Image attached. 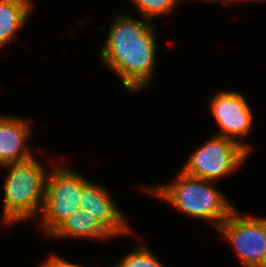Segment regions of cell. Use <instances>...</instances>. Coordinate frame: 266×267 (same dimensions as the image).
<instances>
[{
  "label": "cell",
  "instance_id": "cell-1",
  "mask_svg": "<svg viewBox=\"0 0 266 267\" xmlns=\"http://www.w3.org/2000/svg\"><path fill=\"white\" fill-rule=\"evenodd\" d=\"M125 10L112 12L109 28L99 27L100 33L107 34L98 57L100 63L119 78L123 88L140 94L141 90L151 87L156 77L160 27Z\"/></svg>",
  "mask_w": 266,
  "mask_h": 267
},
{
  "label": "cell",
  "instance_id": "cell-2",
  "mask_svg": "<svg viewBox=\"0 0 266 267\" xmlns=\"http://www.w3.org/2000/svg\"><path fill=\"white\" fill-rule=\"evenodd\" d=\"M174 175L170 182L153 183L139 188L147 195L154 196L153 199L156 197L155 199L169 204L183 216L208 222L214 230L236 208L227 193L217 187L218 182L191 177L181 170Z\"/></svg>",
  "mask_w": 266,
  "mask_h": 267
},
{
  "label": "cell",
  "instance_id": "cell-3",
  "mask_svg": "<svg viewBox=\"0 0 266 267\" xmlns=\"http://www.w3.org/2000/svg\"><path fill=\"white\" fill-rule=\"evenodd\" d=\"M37 155L32 158L0 167L4 170L2 188V214L0 221L9 229L13 225L36 222L45 200L49 170Z\"/></svg>",
  "mask_w": 266,
  "mask_h": 267
},
{
  "label": "cell",
  "instance_id": "cell-4",
  "mask_svg": "<svg viewBox=\"0 0 266 267\" xmlns=\"http://www.w3.org/2000/svg\"><path fill=\"white\" fill-rule=\"evenodd\" d=\"M59 157L52 163L46 180L42 212L35 224L40 235L48 236L63 220L80 209L83 186L91 179ZM60 159V162H59ZM63 163H62V162Z\"/></svg>",
  "mask_w": 266,
  "mask_h": 267
},
{
  "label": "cell",
  "instance_id": "cell-5",
  "mask_svg": "<svg viewBox=\"0 0 266 267\" xmlns=\"http://www.w3.org/2000/svg\"><path fill=\"white\" fill-rule=\"evenodd\" d=\"M206 139L187 157L180 170L188 176L219 182L241 170L250 153L239 142L215 135ZM235 172V173H234Z\"/></svg>",
  "mask_w": 266,
  "mask_h": 267
},
{
  "label": "cell",
  "instance_id": "cell-6",
  "mask_svg": "<svg viewBox=\"0 0 266 267\" xmlns=\"http://www.w3.org/2000/svg\"><path fill=\"white\" fill-rule=\"evenodd\" d=\"M233 248L242 267H259L266 257V216L236 207L216 229Z\"/></svg>",
  "mask_w": 266,
  "mask_h": 267
},
{
  "label": "cell",
  "instance_id": "cell-7",
  "mask_svg": "<svg viewBox=\"0 0 266 267\" xmlns=\"http://www.w3.org/2000/svg\"><path fill=\"white\" fill-rule=\"evenodd\" d=\"M240 91L230 88L216 90L209 97L207 110L219 127L215 135L233 139L251 153L254 146L247 139L250 134L252 136L255 114L244 92Z\"/></svg>",
  "mask_w": 266,
  "mask_h": 267
},
{
  "label": "cell",
  "instance_id": "cell-8",
  "mask_svg": "<svg viewBox=\"0 0 266 267\" xmlns=\"http://www.w3.org/2000/svg\"><path fill=\"white\" fill-rule=\"evenodd\" d=\"M105 184L90 179L82 188L80 209L95 216L101 224L116 238L137 237L128 216L113 199Z\"/></svg>",
  "mask_w": 266,
  "mask_h": 267
},
{
  "label": "cell",
  "instance_id": "cell-9",
  "mask_svg": "<svg viewBox=\"0 0 266 267\" xmlns=\"http://www.w3.org/2000/svg\"><path fill=\"white\" fill-rule=\"evenodd\" d=\"M33 120L0 113V167L22 162L36 155L29 145L33 137ZM33 132V133H32ZM32 136V137H31Z\"/></svg>",
  "mask_w": 266,
  "mask_h": 267
},
{
  "label": "cell",
  "instance_id": "cell-10",
  "mask_svg": "<svg viewBox=\"0 0 266 267\" xmlns=\"http://www.w3.org/2000/svg\"><path fill=\"white\" fill-rule=\"evenodd\" d=\"M49 239L84 240L101 244L112 242L116 239L102 224L82 209L76 210L63 220L48 236Z\"/></svg>",
  "mask_w": 266,
  "mask_h": 267
},
{
  "label": "cell",
  "instance_id": "cell-11",
  "mask_svg": "<svg viewBox=\"0 0 266 267\" xmlns=\"http://www.w3.org/2000/svg\"><path fill=\"white\" fill-rule=\"evenodd\" d=\"M35 3L34 0H0L1 49L16 41V38L21 35L19 32L36 11Z\"/></svg>",
  "mask_w": 266,
  "mask_h": 267
},
{
  "label": "cell",
  "instance_id": "cell-12",
  "mask_svg": "<svg viewBox=\"0 0 266 267\" xmlns=\"http://www.w3.org/2000/svg\"><path fill=\"white\" fill-rule=\"evenodd\" d=\"M133 248L131 251L127 250L125 255L119 257V260L111 265L113 267H169L143 240L139 241Z\"/></svg>",
  "mask_w": 266,
  "mask_h": 267
},
{
  "label": "cell",
  "instance_id": "cell-13",
  "mask_svg": "<svg viewBox=\"0 0 266 267\" xmlns=\"http://www.w3.org/2000/svg\"><path fill=\"white\" fill-rule=\"evenodd\" d=\"M130 1L139 15L148 19L152 23L161 17L167 18L174 14L176 7L182 0H128ZM169 15V16H168Z\"/></svg>",
  "mask_w": 266,
  "mask_h": 267
},
{
  "label": "cell",
  "instance_id": "cell-14",
  "mask_svg": "<svg viewBox=\"0 0 266 267\" xmlns=\"http://www.w3.org/2000/svg\"><path fill=\"white\" fill-rule=\"evenodd\" d=\"M84 264H81V262L76 263V262H72L67 260L66 258H62V256H60V254H54L53 253H49V255H47L46 259L44 258L38 265V267H85L83 266ZM88 267V266H86ZM91 267V266H89Z\"/></svg>",
  "mask_w": 266,
  "mask_h": 267
},
{
  "label": "cell",
  "instance_id": "cell-15",
  "mask_svg": "<svg viewBox=\"0 0 266 267\" xmlns=\"http://www.w3.org/2000/svg\"><path fill=\"white\" fill-rule=\"evenodd\" d=\"M186 1H201V2H206V3H212V4H221V5H224V4H230V6H231V3L233 2V0H183V2H186Z\"/></svg>",
  "mask_w": 266,
  "mask_h": 267
},
{
  "label": "cell",
  "instance_id": "cell-16",
  "mask_svg": "<svg viewBox=\"0 0 266 267\" xmlns=\"http://www.w3.org/2000/svg\"><path fill=\"white\" fill-rule=\"evenodd\" d=\"M237 2V3H236ZM262 2H264V4H265V2H266V0H233V3H236V4H246L247 5V3L249 4V3H252V5H253V3H262Z\"/></svg>",
  "mask_w": 266,
  "mask_h": 267
},
{
  "label": "cell",
  "instance_id": "cell-17",
  "mask_svg": "<svg viewBox=\"0 0 266 267\" xmlns=\"http://www.w3.org/2000/svg\"><path fill=\"white\" fill-rule=\"evenodd\" d=\"M259 267H266V257H265V259L263 260L262 264Z\"/></svg>",
  "mask_w": 266,
  "mask_h": 267
}]
</instances>
